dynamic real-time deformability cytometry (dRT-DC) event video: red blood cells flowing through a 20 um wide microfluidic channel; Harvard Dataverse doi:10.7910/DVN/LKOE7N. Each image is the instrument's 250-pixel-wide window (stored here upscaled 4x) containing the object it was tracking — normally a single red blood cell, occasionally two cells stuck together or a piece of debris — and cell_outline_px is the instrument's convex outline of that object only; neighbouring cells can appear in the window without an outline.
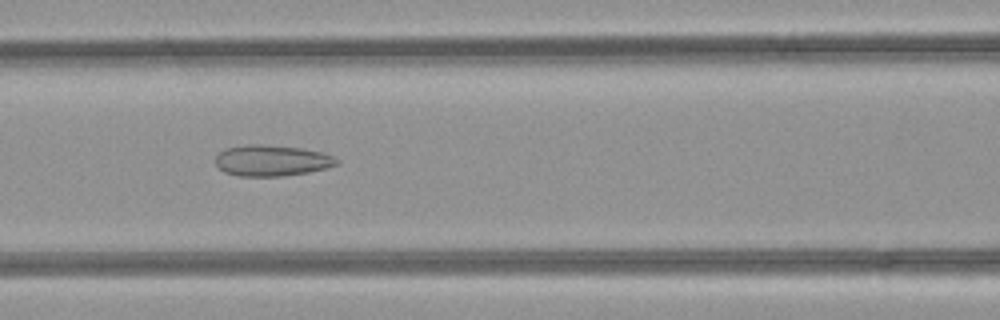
{"species": "common noctule bat (a hibernating species)", "species_latin": "Nyctalus noctula", "temperature_condition": "room temperature", "stored_images_in_passage": 47, "camera_frame_rate_fps": 3000, "um_per_image_px": 0.085, "animal": {"sex": "female", "body_mass_g": 21.9}, "frame": {"image": 1, "passage_image": 20, "time_ms": 6.333, "image_size_px": [1000, 320], "cell_outline_px": [[340, 164], [308, 172], [280, 176], [240, 176], [224, 172], [216, 164], [216, 156], [224, 148], [244, 144], [264, 144], [300, 148], [320, 152], [332, 156], [340, 160]], "centroid_in_image_um": [23.08, 13.63], "position_along_channel_um": 143.5, "area_um2": 21.91}}
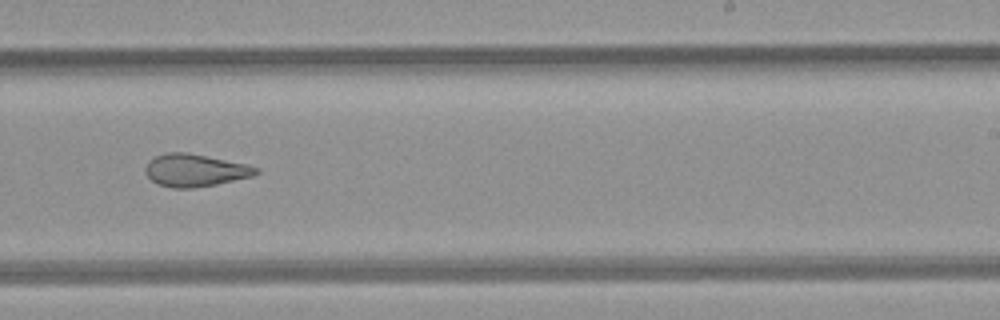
{"frame": {"image": 2, "passage_image": 29, "time_ms": 9.333, "image_size_px": [1000, 320], "cell_outline_px": [[260, 172], [252, 176], [216, 184], [192, 188], [172, 188], [160, 184], [152, 180], [144, 172], [144, 168], [148, 160], [164, 152], [188, 152], [248, 164], [260, 168]], "centroid_in_image_um": [16.58, 14.46], "position_along_channel_um": 272.4, "area_um2": 21.1}}
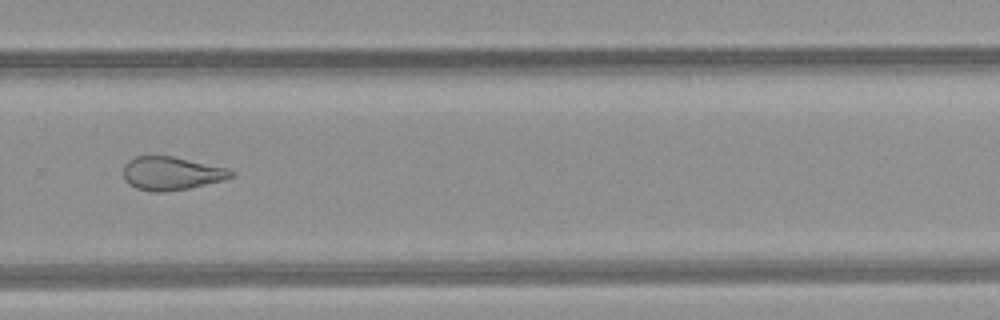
{"frame": {"image": 3, "passage_image": 32, "time_ms": 10.333, "image_size_px": [1000, 320], "cell_outline_px": [[236, 172], [232, 176], [224, 180], [188, 188], [168, 192], [152, 192], [136, 188], [128, 184], [124, 180], [124, 164], [128, 160], [136, 156], [172, 156], [228, 168]], "centroid_in_image_um": [14.55, 14.74], "position_along_channel_um": 315.2, "area_um2": 21.04}, "authors_computed_cell_mechanics": {"area_um2": 25.432, "velocity_mm_per_s": 4.308, "shape_relaxation_time_tau1_ms": null, "shape_relaxation_time_tau2_ms": 2.383, "deformation_change_tau1": null, "deformation_change_tau2": 0.1053}}